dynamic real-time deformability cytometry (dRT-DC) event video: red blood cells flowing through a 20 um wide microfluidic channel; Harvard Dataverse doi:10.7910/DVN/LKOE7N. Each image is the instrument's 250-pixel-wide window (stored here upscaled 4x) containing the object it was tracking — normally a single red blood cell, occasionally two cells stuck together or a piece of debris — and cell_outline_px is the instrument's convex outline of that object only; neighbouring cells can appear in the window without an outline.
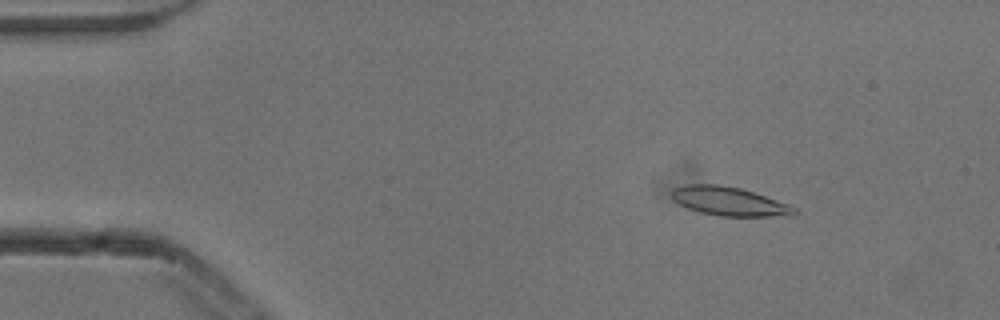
{"species": "common noctule bat (a hibernating species)", "species_latin": "Nyctalus noctula", "temperature_condition": "cold", "stored_images_in_passage": 54, "camera_frame_rate_fps": 3000, "um_per_image_px": 0.085, "animal": {"sex": "male", "body_mass_g": 13.3}, "frame": {"image": 1, "passage_image": 8, "time_ms": 2.333, "image_size_px": [1000, 320], "cell_outline_px": [[800, 212], [792, 216], [720, 216], [700, 212], [688, 208], [672, 200], [672, 188], [684, 184], [720, 184], [740, 188], [788, 204], [796, 208]], "centroid_in_image_um": [61.97, 17.11], "position_along_channel_um": 23.0, "area_um2": 20.63}}
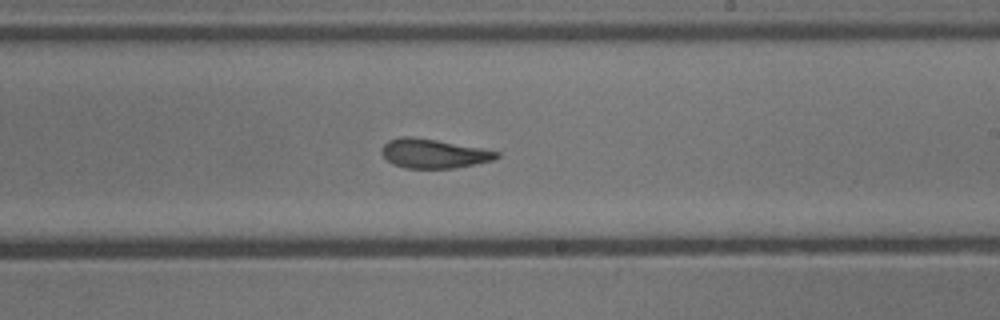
{"frame": {"image": 2, "passage_image": 32, "time_ms": 10.333, "image_size_px": [1000, 320], "cell_outline_px": [[500, 156], [496, 160], [456, 168], [404, 168], [392, 164], [380, 152], [380, 148], [388, 140], [400, 136], [412, 136], [436, 140], [480, 148], [500, 152]], "centroid_in_image_um": [36.84, 13.05], "position_along_channel_um": 252.2, "area_um2": 19.71}}
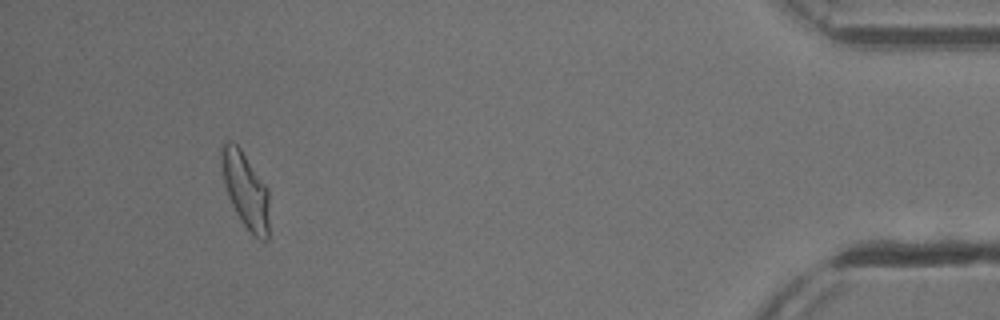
{"frame": {"image": 3, "passage_image": 50, "time_ms": 16.333, "image_size_px": [1000, 320], "cell_outline_px": [[268, 240], [260, 240], [240, 220], [228, 196], [224, 184], [220, 160], [220, 148], [224, 140], [232, 140], [240, 148], [268, 188]], "centroid_in_image_um": [20.84, 16.09], "position_along_channel_um": 414.4, "area_um2": 21.04}, "authors_computed_cell_mechanics": {"area_um2": 20.4612, "velocity_mm_per_s": 3.8552, "shape_relaxation_time_tau1_ms": 4.6221, "shape_relaxation_time_tau2_ms": 1.7632, "deformation_change_tau1": 0.1684, "deformation_change_tau2": 0.0912}}